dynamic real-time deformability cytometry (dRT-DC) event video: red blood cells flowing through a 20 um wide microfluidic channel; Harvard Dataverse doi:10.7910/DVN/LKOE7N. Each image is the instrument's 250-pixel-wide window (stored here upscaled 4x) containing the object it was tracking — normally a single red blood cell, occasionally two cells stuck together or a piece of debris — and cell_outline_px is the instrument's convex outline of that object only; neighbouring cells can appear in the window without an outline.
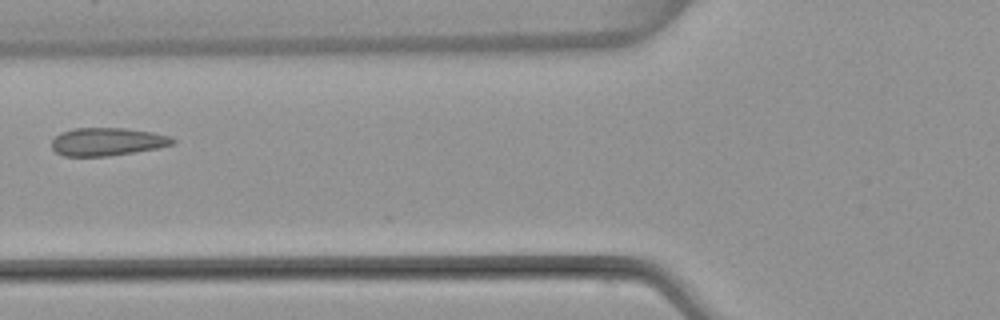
{"species": "common noctule bat (a hibernating species)", "species_latin": "Nyctalus noctula", "temperature_condition": "warm", "stored_images_in_passage": 5, "camera_frame_rate_fps": 3000, "um_per_image_px": 0.085, "animal": {"sex": "female", "body_mass_g": 22.7, "forearm_length_mm": 54.2}, "frame": {"image": 1, "passage_image": 5, "time_ms": 5.667, "image_size_px": [1000, 320], "cell_outline_px": [[176, 144], [156, 148], [108, 156], [64, 156], [56, 152], [52, 148], [52, 140], [60, 132], [72, 128], [124, 128], [152, 132], [172, 136], [176, 140]], "centroid_in_image_um": [9.13, 12.03], "position_along_channel_um": 116.7, "area_um2": 19.77}}